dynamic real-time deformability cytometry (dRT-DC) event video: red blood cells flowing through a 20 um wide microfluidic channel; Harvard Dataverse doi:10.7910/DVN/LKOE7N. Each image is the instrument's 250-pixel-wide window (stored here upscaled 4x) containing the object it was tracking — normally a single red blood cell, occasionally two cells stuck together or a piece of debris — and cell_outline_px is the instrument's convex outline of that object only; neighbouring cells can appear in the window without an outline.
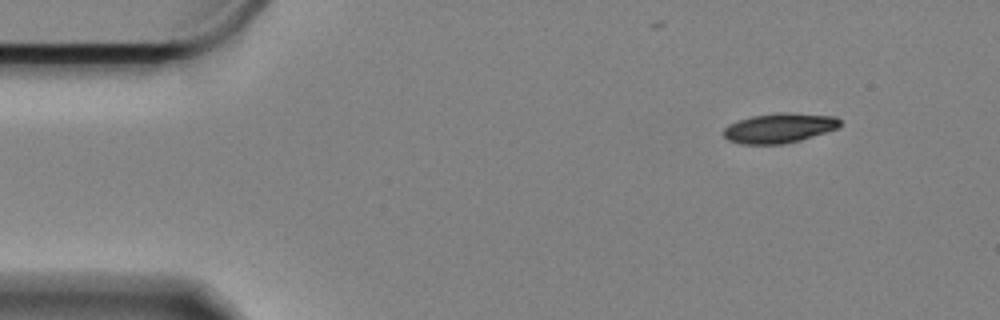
{"species": "Egyptian fruit bat (a non-hibernating species)", "species_latin": "Rousettus aegyptiacus", "temperature_condition": "cold", "stored_images_in_passage": 51, "camera_frame_rate_fps": 3000, "um_per_image_px": 0.085, "animal": {"sex": "female"}, "frame": {"image": 1, "passage_image": 1, "time_ms": 0.0, "image_size_px": [1000, 320], "cell_outline_px": [[840, 124], [836, 128], [800, 140], [780, 144], [740, 144], [728, 140], [724, 136], [724, 128], [728, 124], [736, 120], [752, 116], [776, 112], [788, 112], [836, 116], [840, 120]], "centroid_in_image_um": [66.19, 10.87], "position_along_channel_um": 18.8, "area_um2": 20.17}}
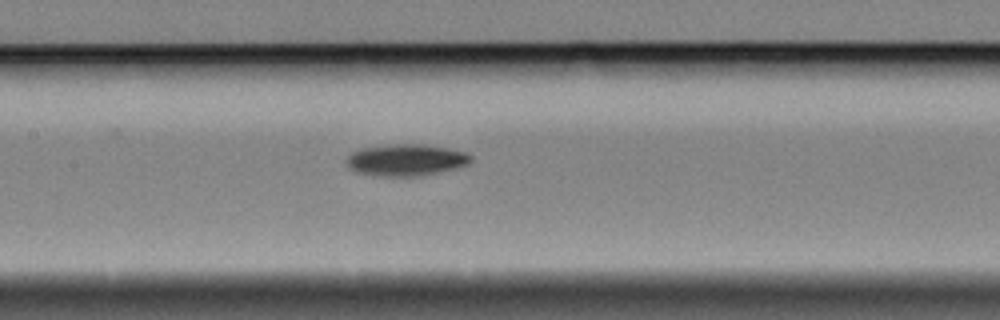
{"frame": {"image": 2, "passage_image": 22, "time_ms": 7.0, "image_size_px": [1000, 320], "cell_outline_px": [[472, 160], [468, 164], [456, 168], [424, 176], [372, 176], [356, 172], [348, 168], [344, 160], [352, 152], [364, 148], [388, 144], [424, 144], [448, 148], [464, 152], [472, 156]], "centroid_in_image_um": [34.48, 13.61], "position_along_channel_um": 172.9, "area_um2": 23.29}}
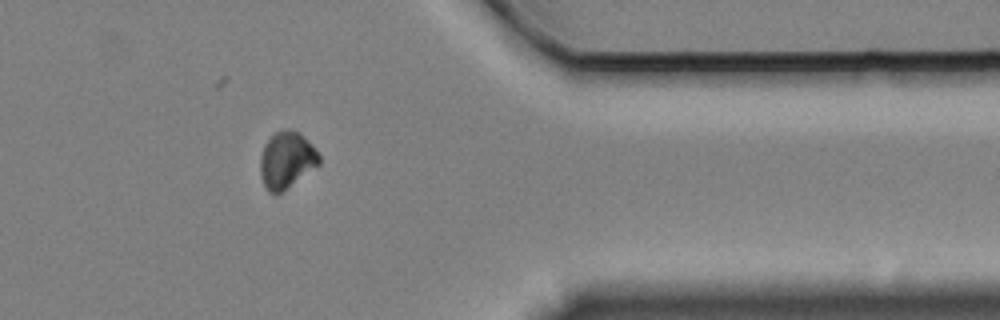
{"frame": {"image": 3, "passage_image": 43, "time_ms": 14.0, "image_size_px": [1000, 320], "cell_outline_px": [[320, 164], [280, 192], [268, 192], [260, 176], [260, 156], [264, 144], [272, 132], [284, 128], [288, 128], [300, 132], [316, 148], [320, 156]], "centroid_in_image_um": [24.35, 13.53], "position_along_channel_um": 387.1, "area_um2": 19.59}, "authors_computed_cell_mechanics": {"area_um2": 21.4438, "velocity_mm_per_s": 3.3179, "shape_relaxation_time_tau1_ms": 1.8081, "shape_relaxation_time_tau2_ms": null, "deformation_change_tau1": 0.0889, "deformation_change_tau2": null}}